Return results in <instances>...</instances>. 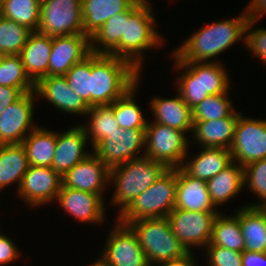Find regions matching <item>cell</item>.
<instances>
[{"label":"cell","instance_id":"43","mask_svg":"<svg viewBox=\"0 0 266 266\" xmlns=\"http://www.w3.org/2000/svg\"><path fill=\"white\" fill-rule=\"evenodd\" d=\"M10 237L0 232V266L8 265L20 256L19 248Z\"/></svg>","mask_w":266,"mask_h":266},{"label":"cell","instance_id":"23","mask_svg":"<svg viewBox=\"0 0 266 266\" xmlns=\"http://www.w3.org/2000/svg\"><path fill=\"white\" fill-rule=\"evenodd\" d=\"M154 121L161 125L192 133V109L183 101L180 94L174 98L154 97L150 103Z\"/></svg>","mask_w":266,"mask_h":266},{"label":"cell","instance_id":"26","mask_svg":"<svg viewBox=\"0 0 266 266\" xmlns=\"http://www.w3.org/2000/svg\"><path fill=\"white\" fill-rule=\"evenodd\" d=\"M206 183L214 207L222 206L244 188V167L233 161Z\"/></svg>","mask_w":266,"mask_h":266},{"label":"cell","instance_id":"17","mask_svg":"<svg viewBox=\"0 0 266 266\" xmlns=\"http://www.w3.org/2000/svg\"><path fill=\"white\" fill-rule=\"evenodd\" d=\"M109 181L110 169L94 153L76 164L62 177L64 187L95 193L103 200V192L110 184Z\"/></svg>","mask_w":266,"mask_h":266},{"label":"cell","instance_id":"34","mask_svg":"<svg viewBox=\"0 0 266 266\" xmlns=\"http://www.w3.org/2000/svg\"><path fill=\"white\" fill-rule=\"evenodd\" d=\"M41 0H0V15L37 32Z\"/></svg>","mask_w":266,"mask_h":266},{"label":"cell","instance_id":"35","mask_svg":"<svg viewBox=\"0 0 266 266\" xmlns=\"http://www.w3.org/2000/svg\"><path fill=\"white\" fill-rule=\"evenodd\" d=\"M141 73L136 84L131 87L123 96L114 102V116L123 130L125 129H146L147 120L144 118L140 106L134 101L135 93L138 90Z\"/></svg>","mask_w":266,"mask_h":266},{"label":"cell","instance_id":"36","mask_svg":"<svg viewBox=\"0 0 266 266\" xmlns=\"http://www.w3.org/2000/svg\"><path fill=\"white\" fill-rule=\"evenodd\" d=\"M0 86L15 87L23 93L34 91L35 83L26 74L20 55L0 56Z\"/></svg>","mask_w":266,"mask_h":266},{"label":"cell","instance_id":"48","mask_svg":"<svg viewBox=\"0 0 266 266\" xmlns=\"http://www.w3.org/2000/svg\"><path fill=\"white\" fill-rule=\"evenodd\" d=\"M136 4H150L149 0H131Z\"/></svg>","mask_w":266,"mask_h":266},{"label":"cell","instance_id":"39","mask_svg":"<svg viewBox=\"0 0 266 266\" xmlns=\"http://www.w3.org/2000/svg\"><path fill=\"white\" fill-rule=\"evenodd\" d=\"M248 184V185H247ZM255 194L258 203H248V207L266 208V158L252 162L244 167V187Z\"/></svg>","mask_w":266,"mask_h":266},{"label":"cell","instance_id":"13","mask_svg":"<svg viewBox=\"0 0 266 266\" xmlns=\"http://www.w3.org/2000/svg\"><path fill=\"white\" fill-rule=\"evenodd\" d=\"M111 266H150L133 230L118 219L101 255Z\"/></svg>","mask_w":266,"mask_h":266},{"label":"cell","instance_id":"28","mask_svg":"<svg viewBox=\"0 0 266 266\" xmlns=\"http://www.w3.org/2000/svg\"><path fill=\"white\" fill-rule=\"evenodd\" d=\"M239 224L245 250L266 252V208L243 206L239 209Z\"/></svg>","mask_w":266,"mask_h":266},{"label":"cell","instance_id":"8","mask_svg":"<svg viewBox=\"0 0 266 266\" xmlns=\"http://www.w3.org/2000/svg\"><path fill=\"white\" fill-rule=\"evenodd\" d=\"M185 134L184 131L148 121L145 129V156L167 168H180L189 152L190 139Z\"/></svg>","mask_w":266,"mask_h":266},{"label":"cell","instance_id":"44","mask_svg":"<svg viewBox=\"0 0 266 266\" xmlns=\"http://www.w3.org/2000/svg\"><path fill=\"white\" fill-rule=\"evenodd\" d=\"M24 93L15 87L0 86V115L5 109L17 101Z\"/></svg>","mask_w":266,"mask_h":266},{"label":"cell","instance_id":"3","mask_svg":"<svg viewBox=\"0 0 266 266\" xmlns=\"http://www.w3.org/2000/svg\"><path fill=\"white\" fill-rule=\"evenodd\" d=\"M173 58L174 67L183 71L179 78H176V91L191 109L209 95L229 92L230 77L220 61L179 62Z\"/></svg>","mask_w":266,"mask_h":266},{"label":"cell","instance_id":"11","mask_svg":"<svg viewBox=\"0 0 266 266\" xmlns=\"http://www.w3.org/2000/svg\"><path fill=\"white\" fill-rule=\"evenodd\" d=\"M232 160L242 167L266 158V119L238 116L230 148Z\"/></svg>","mask_w":266,"mask_h":266},{"label":"cell","instance_id":"6","mask_svg":"<svg viewBox=\"0 0 266 266\" xmlns=\"http://www.w3.org/2000/svg\"><path fill=\"white\" fill-rule=\"evenodd\" d=\"M150 4H140L125 21L124 35L119 45L109 54L129 61L142 72L143 51L161 47V38L155 29V18Z\"/></svg>","mask_w":266,"mask_h":266},{"label":"cell","instance_id":"38","mask_svg":"<svg viewBox=\"0 0 266 266\" xmlns=\"http://www.w3.org/2000/svg\"><path fill=\"white\" fill-rule=\"evenodd\" d=\"M228 93L207 96L192 109L193 121H210L231 116L235 110Z\"/></svg>","mask_w":266,"mask_h":266},{"label":"cell","instance_id":"10","mask_svg":"<svg viewBox=\"0 0 266 266\" xmlns=\"http://www.w3.org/2000/svg\"><path fill=\"white\" fill-rule=\"evenodd\" d=\"M218 213L174 208L168 215V219L175 236L192 253L191 249L206 248L210 243L213 223Z\"/></svg>","mask_w":266,"mask_h":266},{"label":"cell","instance_id":"20","mask_svg":"<svg viewBox=\"0 0 266 266\" xmlns=\"http://www.w3.org/2000/svg\"><path fill=\"white\" fill-rule=\"evenodd\" d=\"M87 141L85 130L80 124L65 132L57 131V144L51 168L63 177L92 153L84 149Z\"/></svg>","mask_w":266,"mask_h":266},{"label":"cell","instance_id":"22","mask_svg":"<svg viewBox=\"0 0 266 266\" xmlns=\"http://www.w3.org/2000/svg\"><path fill=\"white\" fill-rule=\"evenodd\" d=\"M176 177L175 208L187 211H220L211 202L206 181L187 175L181 168H176Z\"/></svg>","mask_w":266,"mask_h":266},{"label":"cell","instance_id":"25","mask_svg":"<svg viewBox=\"0 0 266 266\" xmlns=\"http://www.w3.org/2000/svg\"><path fill=\"white\" fill-rule=\"evenodd\" d=\"M51 47L52 37L39 32H32L22 48L20 56L25 72L34 83L48 76Z\"/></svg>","mask_w":266,"mask_h":266},{"label":"cell","instance_id":"15","mask_svg":"<svg viewBox=\"0 0 266 266\" xmlns=\"http://www.w3.org/2000/svg\"><path fill=\"white\" fill-rule=\"evenodd\" d=\"M62 177L51 167L29 166L22 178L18 196L30 207H41L56 200Z\"/></svg>","mask_w":266,"mask_h":266},{"label":"cell","instance_id":"9","mask_svg":"<svg viewBox=\"0 0 266 266\" xmlns=\"http://www.w3.org/2000/svg\"><path fill=\"white\" fill-rule=\"evenodd\" d=\"M37 32L50 37L84 34L81 0H41Z\"/></svg>","mask_w":266,"mask_h":266},{"label":"cell","instance_id":"16","mask_svg":"<svg viewBox=\"0 0 266 266\" xmlns=\"http://www.w3.org/2000/svg\"><path fill=\"white\" fill-rule=\"evenodd\" d=\"M90 54L91 41L86 34L52 37L48 76H64L73 65Z\"/></svg>","mask_w":266,"mask_h":266},{"label":"cell","instance_id":"27","mask_svg":"<svg viewBox=\"0 0 266 266\" xmlns=\"http://www.w3.org/2000/svg\"><path fill=\"white\" fill-rule=\"evenodd\" d=\"M133 4L131 0H81L84 34L91 37L109 18Z\"/></svg>","mask_w":266,"mask_h":266},{"label":"cell","instance_id":"31","mask_svg":"<svg viewBox=\"0 0 266 266\" xmlns=\"http://www.w3.org/2000/svg\"><path fill=\"white\" fill-rule=\"evenodd\" d=\"M140 4L134 3L127 11L109 18L91 37V53L110 54L124 35L125 21Z\"/></svg>","mask_w":266,"mask_h":266},{"label":"cell","instance_id":"47","mask_svg":"<svg viewBox=\"0 0 266 266\" xmlns=\"http://www.w3.org/2000/svg\"><path fill=\"white\" fill-rule=\"evenodd\" d=\"M90 266H111V265L100 255V258H98V260H96Z\"/></svg>","mask_w":266,"mask_h":266},{"label":"cell","instance_id":"42","mask_svg":"<svg viewBox=\"0 0 266 266\" xmlns=\"http://www.w3.org/2000/svg\"><path fill=\"white\" fill-rule=\"evenodd\" d=\"M207 266H242V253L222 248L217 245H207Z\"/></svg>","mask_w":266,"mask_h":266},{"label":"cell","instance_id":"1","mask_svg":"<svg viewBox=\"0 0 266 266\" xmlns=\"http://www.w3.org/2000/svg\"><path fill=\"white\" fill-rule=\"evenodd\" d=\"M247 21L248 17L244 10L238 17L207 24L183 41L182 45L175 49L172 57L179 62H218L214 60L217 55L232 47L237 41H245Z\"/></svg>","mask_w":266,"mask_h":266},{"label":"cell","instance_id":"32","mask_svg":"<svg viewBox=\"0 0 266 266\" xmlns=\"http://www.w3.org/2000/svg\"><path fill=\"white\" fill-rule=\"evenodd\" d=\"M90 117L89 123L80 124L87 135L92 149L106 137H110L115 131H118L119 124L114 116V102L110 105L91 106L86 113Z\"/></svg>","mask_w":266,"mask_h":266},{"label":"cell","instance_id":"45","mask_svg":"<svg viewBox=\"0 0 266 266\" xmlns=\"http://www.w3.org/2000/svg\"><path fill=\"white\" fill-rule=\"evenodd\" d=\"M242 266H266V252H242Z\"/></svg>","mask_w":266,"mask_h":266},{"label":"cell","instance_id":"46","mask_svg":"<svg viewBox=\"0 0 266 266\" xmlns=\"http://www.w3.org/2000/svg\"><path fill=\"white\" fill-rule=\"evenodd\" d=\"M194 255L191 253L186 258L174 261V262H162L157 266H197L196 258L194 259Z\"/></svg>","mask_w":266,"mask_h":266},{"label":"cell","instance_id":"2","mask_svg":"<svg viewBox=\"0 0 266 266\" xmlns=\"http://www.w3.org/2000/svg\"><path fill=\"white\" fill-rule=\"evenodd\" d=\"M140 73L125 59L91 53L90 107L115 102L136 84Z\"/></svg>","mask_w":266,"mask_h":266},{"label":"cell","instance_id":"37","mask_svg":"<svg viewBox=\"0 0 266 266\" xmlns=\"http://www.w3.org/2000/svg\"><path fill=\"white\" fill-rule=\"evenodd\" d=\"M31 33L27 27L0 15V54L20 55Z\"/></svg>","mask_w":266,"mask_h":266},{"label":"cell","instance_id":"40","mask_svg":"<svg viewBox=\"0 0 266 266\" xmlns=\"http://www.w3.org/2000/svg\"><path fill=\"white\" fill-rule=\"evenodd\" d=\"M70 87L90 107L91 54L64 75Z\"/></svg>","mask_w":266,"mask_h":266},{"label":"cell","instance_id":"33","mask_svg":"<svg viewBox=\"0 0 266 266\" xmlns=\"http://www.w3.org/2000/svg\"><path fill=\"white\" fill-rule=\"evenodd\" d=\"M208 245H217L240 253L245 250L239 224V209L231 216L218 213L213 223L212 237Z\"/></svg>","mask_w":266,"mask_h":266},{"label":"cell","instance_id":"29","mask_svg":"<svg viewBox=\"0 0 266 266\" xmlns=\"http://www.w3.org/2000/svg\"><path fill=\"white\" fill-rule=\"evenodd\" d=\"M29 166L26 150L22 144L0 145V191L15 182L19 189Z\"/></svg>","mask_w":266,"mask_h":266},{"label":"cell","instance_id":"18","mask_svg":"<svg viewBox=\"0 0 266 266\" xmlns=\"http://www.w3.org/2000/svg\"><path fill=\"white\" fill-rule=\"evenodd\" d=\"M68 215L84 223L100 224L105 221L106 206L104 200L95 193L61 185L56 200Z\"/></svg>","mask_w":266,"mask_h":266},{"label":"cell","instance_id":"41","mask_svg":"<svg viewBox=\"0 0 266 266\" xmlns=\"http://www.w3.org/2000/svg\"><path fill=\"white\" fill-rule=\"evenodd\" d=\"M256 21L248 20L245 30V45L251 54L266 64V29H252ZM249 30V31H248Z\"/></svg>","mask_w":266,"mask_h":266},{"label":"cell","instance_id":"19","mask_svg":"<svg viewBox=\"0 0 266 266\" xmlns=\"http://www.w3.org/2000/svg\"><path fill=\"white\" fill-rule=\"evenodd\" d=\"M34 91L37 99L45 98L58 111L84 116L90 108L64 76H45L35 83Z\"/></svg>","mask_w":266,"mask_h":266},{"label":"cell","instance_id":"24","mask_svg":"<svg viewBox=\"0 0 266 266\" xmlns=\"http://www.w3.org/2000/svg\"><path fill=\"white\" fill-rule=\"evenodd\" d=\"M193 159H184L181 169L189 176L208 181L229 166L233 160L229 149L202 147Z\"/></svg>","mask_w":266,"mask_h":266},{"label":"cell","instance_id":"21","mask_svg":"<svg viewBox=\"0 0 266 266\" xmlns=\"http://www.w3.org/2000/svg\"><path fill=\"white\" fill-rule=\"evenodd\" d=\"M241 112H234L231 116L210 121H193L192 141H197L202 147L231 148L238 116Z\"/></svg>","mask_w":266,"mask_h":266},{"label":"cell","instance_id":"5","mask_svg":"<svg viewBox=\"0 0 266 266\" xmlns=\"http://www.w3.org/2000/svg\"><path fill=\"white\" fill-rule=\"evenodd\" d=\"M127 225L136 234L150 266L178 261L191 254L173 233L168 217L139 219Z\"/></svg>","mask_w":266,"mask_h":266},{"label":"cell","instance_id":"4","mask_svg":"<svg viewBox=\"0 0 266 266\" xmlns=\"http://www.w3.org/2000/svg\"><path fill=\"white\" fill-rule=\"evenodd\" d=\"M167 169V167L146 156L132 159L110 169V181L114 193L111 203L119 206L118 216L148 189Z\"/></svg>","mask_w":266,"mask_h":266},{"label":"cell","instance_id":"14","mask_svg":"<svg viewBox=\"0 0 266 266\" xmlns=\"http://www.w3.org/2000/svg\"><path fill=\"white\" fill-rule=\"evenodd\" d=\"M36 98L35 91L24 93L0 115V145L22 144L38 126L33 122Z\"/></svg>","mask_w":266,"mask_h":266},{"label":"cell","instance_id":"7","mask_svg":"<svg viewBox=\"0 0 266 266\" xmlns=\"http://www.w3.org/2000/svg\"><path fill=\"white\" fill-rule=\"evenodd\" d=\"M176 194V168H167L117 219L127 225L139 219L168 217L175 208Z\"/></svg>","mask_w":266,"mask_h":266},{"label":"cell","instance_id":"12","mask_svg":"<svg viewBox=\"0 0 266 266\" xmlns=\"http://www.w3.org/2000/svg\"><path fill=\"white\" fill-rule=\"evenodd\" d=\"M145 129H125L118 127V131L110 137L100 141L92 152L109 168L112 169L132 159L145 156ZM142 154L138 153L143 149Z\"/></svg>","mask_w":266,"mask_h":266},{"label":"cell","instance_id":"30","mask_svg":"<svg viewBox=\"0 0 266 266\" xmlns=\"http://www.w3.org/2000/svg\"><path fill=\"white\" fill-rule=\"evenodd\" d=\"M57 144V132L37 126L23 140L30 166L52 167Z\"/></svg>","mask_w":266,"mask_h":266}]
</instances>
